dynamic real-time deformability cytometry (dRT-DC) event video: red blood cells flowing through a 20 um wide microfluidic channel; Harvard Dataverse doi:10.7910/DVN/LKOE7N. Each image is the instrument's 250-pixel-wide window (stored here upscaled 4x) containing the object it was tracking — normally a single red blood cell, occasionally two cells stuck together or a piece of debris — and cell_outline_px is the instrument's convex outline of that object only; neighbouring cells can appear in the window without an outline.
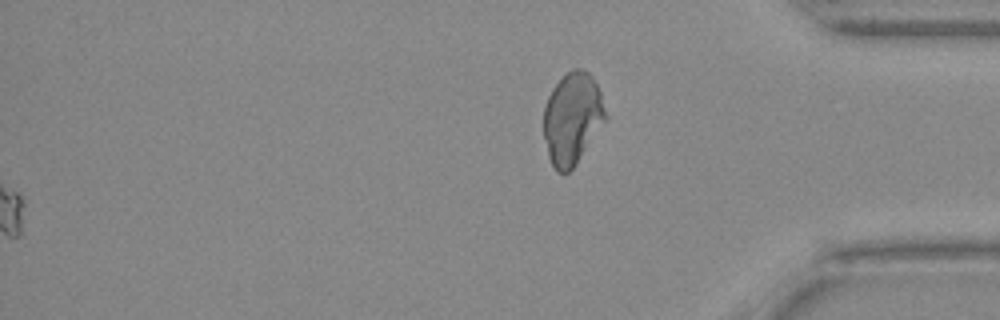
{"species": "Egyptian fruit bat (a non-hibernating species)", "species_latin": "Rousettus aegyptiacus", "temperature_condition": "warm", "stored_images_in_passage": 41, "segment_of_instrument_passage": [2, 2], "camera_frame_rate_fps": 3000, "um_per_image_px": 0.085, "animal": {"sex": "female"}, "frame": {"image": 1, "passage_image": 41, "time_ms": 13.333, "image_size_px": [1000, 320], "cell_outline_px": [[608, 116], [576, 164], [564, 176], [556, 172], [548, 156], [544, 136], [544, 108], [548, 96], [552, 88], [572, 68], [584, 68], [592, 76], [600, 92]], "centroid_in_image_um": [48.64, 10.08], "position_along_channel_um": 386.6, "area_um2": 33.06}}